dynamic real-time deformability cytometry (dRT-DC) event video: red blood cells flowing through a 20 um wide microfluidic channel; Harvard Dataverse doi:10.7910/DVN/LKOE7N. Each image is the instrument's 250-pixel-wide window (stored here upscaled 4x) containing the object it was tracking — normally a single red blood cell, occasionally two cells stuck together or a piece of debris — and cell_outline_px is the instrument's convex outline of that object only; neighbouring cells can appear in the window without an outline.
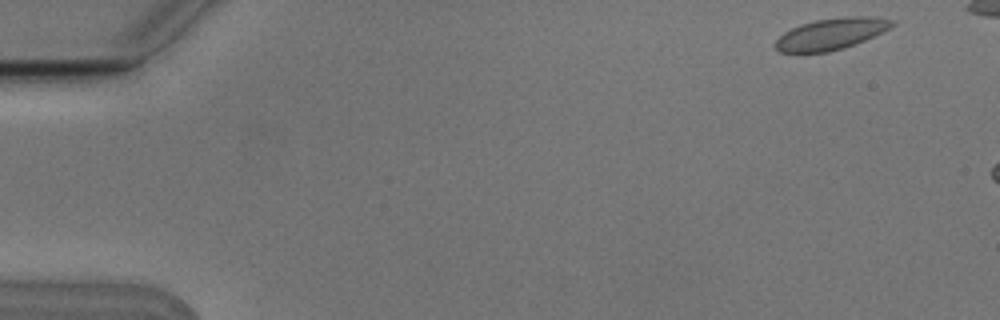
{"species": "Egyptian fruit bat (a non-hibernating species)", "species_latin": "Rousettus aegyptiacus", "temperature_condition": "cold", "stored_images_in_passage": 3, "camera_frame_rate_fps": 3000, "um_per_image_px": 0.085, "animal": {"sex": "male"}, "frame": {"image": 1, "passage_image": 1, "time_ms": 0.0, "image_size_px": [1000, 320], "cell_outline_px": [[896, 24], [864, 40], [844, 48], [828, 52], [780, 52], [772, 44], [784, 32], [800, 24], [816, 20], [844, 16], [872, 16], [896, 20]], "centroid_in_image_um": [70.63, 2.87], "position_along_channel_um": 14.4, "area_um2": 21.27}}